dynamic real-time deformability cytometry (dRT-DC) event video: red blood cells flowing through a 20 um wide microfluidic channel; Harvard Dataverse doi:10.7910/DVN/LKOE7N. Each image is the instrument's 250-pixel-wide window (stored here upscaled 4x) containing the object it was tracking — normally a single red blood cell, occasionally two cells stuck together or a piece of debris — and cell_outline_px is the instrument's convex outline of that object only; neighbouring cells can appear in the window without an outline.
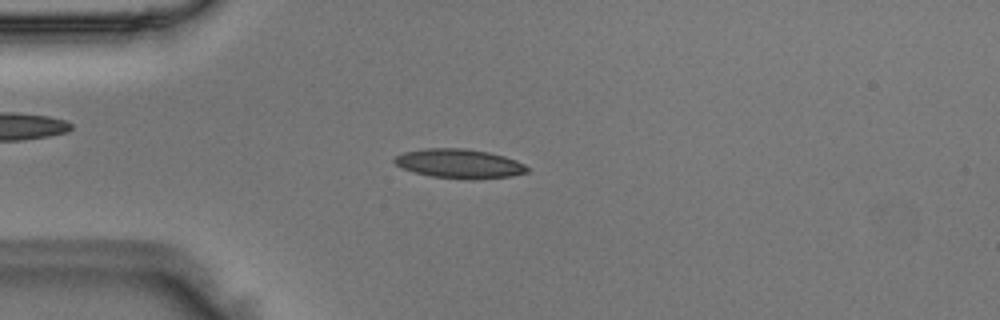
{"species": "Egyptian fruit bat (a non-hibernating species)", "species_latin": "Rousettus aegyptiacus", "temperature_condition": "room temperature", "stored_images_in_passage": 49, "camera_frame_rate_fps": 3000, "um_per_image_px": 0.085, "animal": {"sex": "male"}, "frame": {"image": 1, "passage_image": 12, "time_ms": 3.667, "image_size_px": [1000, 320], "cell_outline_px": [[528, 172], [512, 176], [472, 180], [468, 180], [432, 176], [416, 172], [404, 168], [396, 164], [392, 160], [396, 156], [404, 152], [424, 148], [464, 148], [488, 152], [504, 156], [516, 160], [524, 164], [528, 168]], "centroid_in_image_um": [39.07, 13.91], "position_along_channel_um": 45.9, "area_um2": 22.6}}
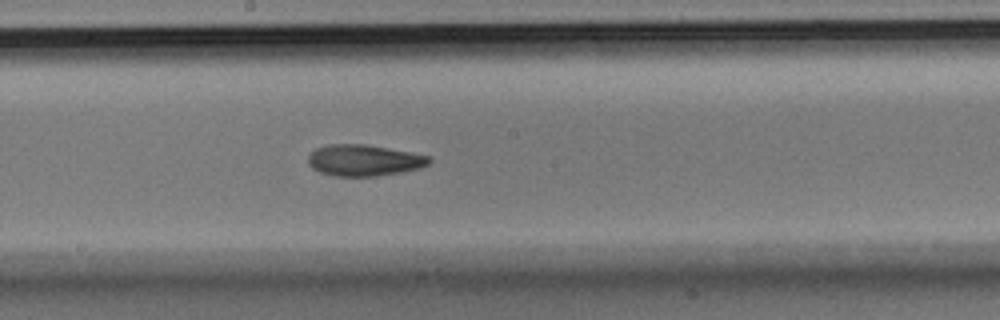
{"frame": {"image": 2, "passage_image": 26, "time_ms": 8.333, "image_size_px": [1000, 320], "cell_outline_px": [[432, 160], [428, 164], [420, 168], [400, 172], [376, 176], [332, 176], [320, 172], [312, 168], [308, 164], [308, 156], [316, 148], [328, 144], [364, 144], [432, 156]], "centroid_in_image_um": [30.93, 13.63], "position_along_channel_um": 217.3, "area_um2": 22.08}}
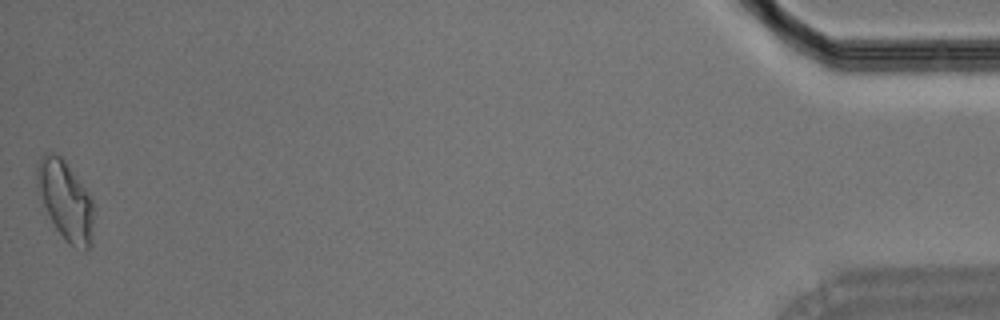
{"frame": {"image": 3, "passage_image": 49, "time_ms": 16.0, "image_size_px": [1000, 320], "cell_outline_px": [[92, 244], [84, 252], [68, 244], [64, 240], [56, 228], [44, 204], [36, 184], [36, 164], [40, 156], [44, 152], [52, 152], [60, 156], [64, 160], [88, 192], [92, 200]], "centroid_in_image_um": [5.56, 17.03], "position_along_channel_um": 429.6, "area_um2": 25.95}}